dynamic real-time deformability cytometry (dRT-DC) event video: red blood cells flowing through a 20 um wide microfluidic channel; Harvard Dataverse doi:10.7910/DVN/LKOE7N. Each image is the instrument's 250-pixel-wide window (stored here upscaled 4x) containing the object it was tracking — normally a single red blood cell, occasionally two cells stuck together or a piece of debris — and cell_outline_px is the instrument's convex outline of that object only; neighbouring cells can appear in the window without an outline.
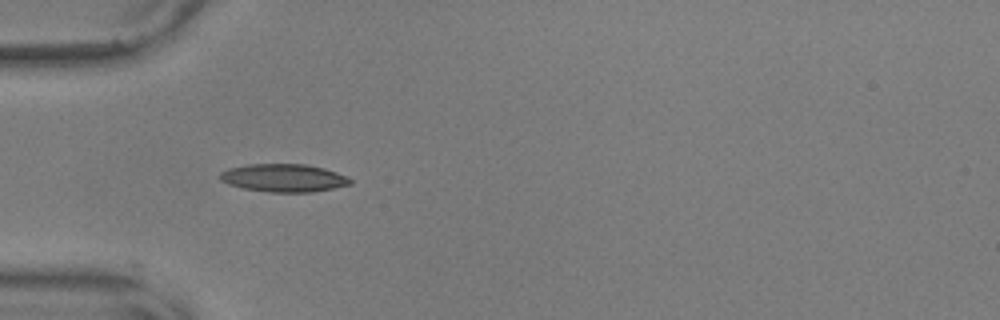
{"species": "common noctule bat (a hibernating species)", "species_latin": "Nyctalus noctula", "temperature_condition": "warm", "stored_images_in_passage": 27, "camera_frame_rate_fps": 3000, "um_per_image_px": 0.085, "animal": {"sex": "male", "body_mass_g": 17.9, "forearm_length_mm": 54.2}, "frame": {"image": 1, "passage_image": 1, "time_ms": 0.0, "image_size_px": [1000, 320], "cell_outline_px": [[352, 184], [312, 192], [272, 192], [244, 188], [228, 184], [220, 180], [220, 172], [228, 168], [248, 164], [308, 164], [324, 168], [348, 176], [352, 180]], "centroid_in_image_um": [24.13, 15.11], "position_along_channel_um": 60.9, "area_um2": 21.21}}
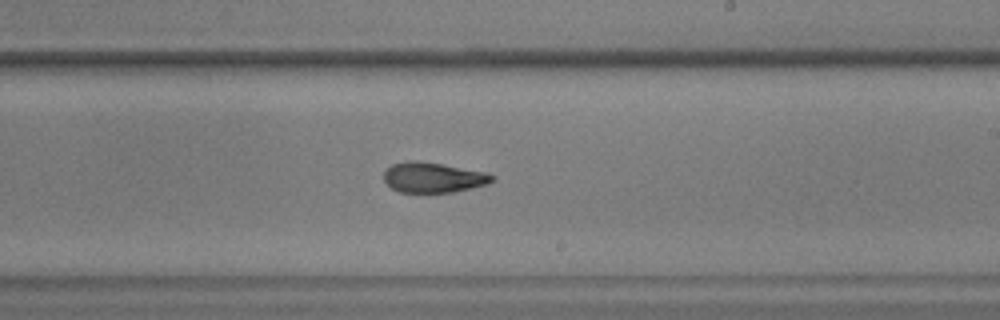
{"frame": {"image": 2, "passage_image": 17, "time_ms": 5.333, "image_size_px": [1000, 320], "cell_outline_px": [[496, 180], [488, 184], [472, 188], [452, 192], [400, 192], [392, 188], [384, 180], [384, 172], [392, 164], [408, 160], [416, 160], [488, 172], [496, 176]], "centroid_in_image_um": [36.87, 15.08], "position_along_channel_um": 252.1, "area_um2": 19.13}}
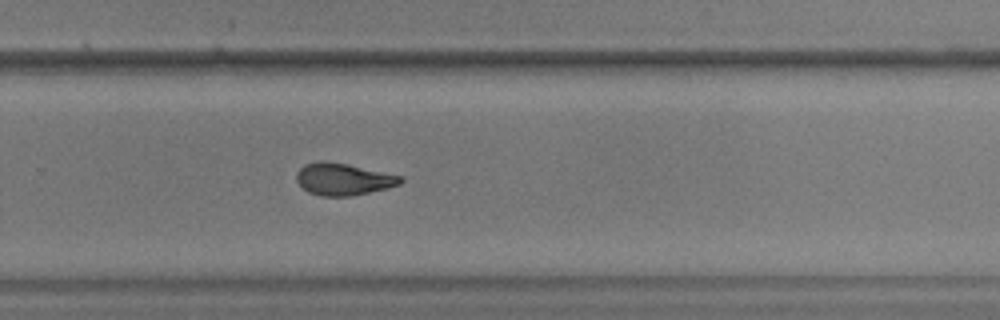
{"frame": {"image": 3, "passage_image": 21, "time_ms": 6.667, "image_size_px": [1000, 320], "cell_outline_px": [[404, 180], [400, 184], [388, 188], [352, 196], [324, 196], [308, 192], [296, 180], [296, 172], [304, 164], [320, 160], [324, 160], [348, 164], [404, 176]], "centroid_in_image_um": [29.2, 15.22], "position_along_channel_um": 300.6, "area_um2": 19.59}, "authors_computed_cell_mechanics": {"area_um2": 19.7676, "velocity_mm_per_s": 3.6437, "shape_relaxation_time_tau1_ms": 6.9994, "shape_relaxation_time_tau2_ms": 2.768, "deformation_change_tau1": 0.1686, "deformation_change_tau2": 0.097}}